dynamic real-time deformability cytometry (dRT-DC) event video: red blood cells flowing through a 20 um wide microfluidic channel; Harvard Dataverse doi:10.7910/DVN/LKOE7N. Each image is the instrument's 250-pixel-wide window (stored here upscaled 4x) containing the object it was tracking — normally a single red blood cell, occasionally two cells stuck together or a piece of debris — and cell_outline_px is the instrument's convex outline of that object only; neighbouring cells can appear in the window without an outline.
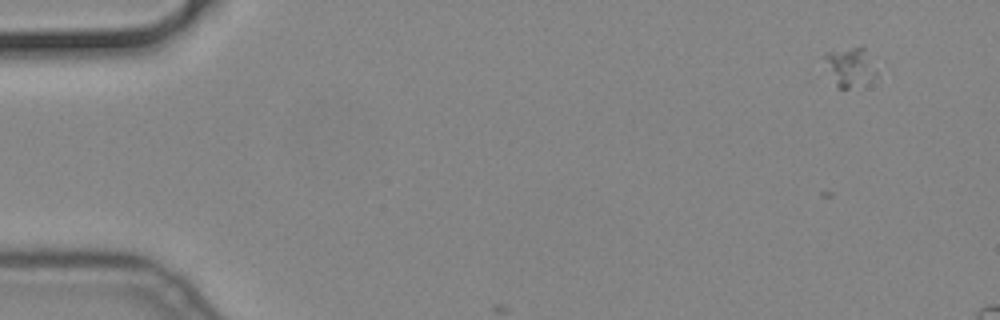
{"species": "common noctule bat (a hibernating species)", "species_latin": "Nyctalus noctula", "temperature_condition": "cold", "stored_images_in_passage": 6, "camera_frame_rate_fps": 3000, "um_per_image_px": 0.085, "animal": {"sex": "male", "body_mass_g": 19.2, "forearm_length_mm": 51.8}, "frame": {"image": 1, "passage_image": 2, "time_ms": 0.333, "image_size_px": [1000, 320], "cell_outline_px": [[876, 76], [848, 88], [840, 88], [828, 76], [824, 56], [824, 52], [860, 44], [864, 44], [876, 72]], "centroid_in_image_um": [72.2, 5.59], "position_along_channel_um": 12.8, "area_um2": 11.91}}